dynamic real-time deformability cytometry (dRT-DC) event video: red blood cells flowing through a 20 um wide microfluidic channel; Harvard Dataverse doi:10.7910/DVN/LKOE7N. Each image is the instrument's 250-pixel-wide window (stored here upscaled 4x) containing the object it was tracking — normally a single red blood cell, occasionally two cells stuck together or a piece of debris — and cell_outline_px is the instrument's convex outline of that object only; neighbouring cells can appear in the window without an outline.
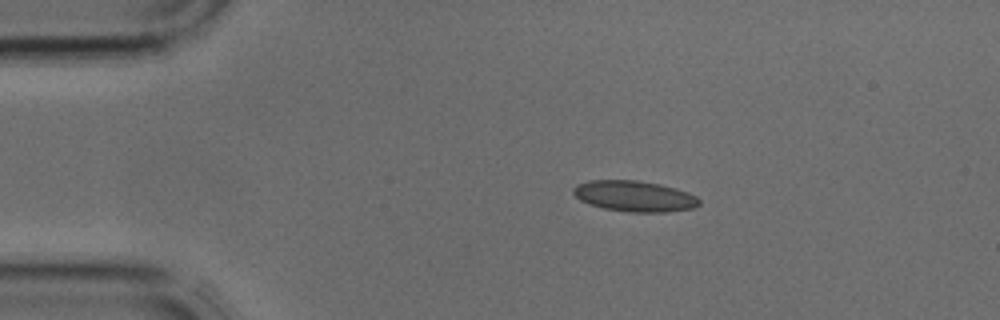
{"species": "common noctule bat (a hibernating species)", "species_latin": "Nyctalus noctula", "temperature_condition": "cold", "stored_images_in_passage": 4, "camera_frame_rate_fps": 3000, "um_per_image_px": 0.085, "animal": {"sex": "male", "body_mass_g": 17.9, "forearm_length_mm": 54.2}, "frame": {"image": 1, "passage_image": 3, "time_ms": 0.667, "image_size_px": [1000, 320], "cell_outline_px": [[700, 204], [692, 208], [668, 212], [628, 212], [604, 208], [580, 200], [572, 192], [572, 188], [576, 184], [588, 180], [636, 180], [660, 184], [676, 188], [688, 192], [696, 196], [700, 200]], "centroid_in_image_um": [53.93, 16.66], "position_along_channel_um": 31.1, "area_um2": 22.66}}